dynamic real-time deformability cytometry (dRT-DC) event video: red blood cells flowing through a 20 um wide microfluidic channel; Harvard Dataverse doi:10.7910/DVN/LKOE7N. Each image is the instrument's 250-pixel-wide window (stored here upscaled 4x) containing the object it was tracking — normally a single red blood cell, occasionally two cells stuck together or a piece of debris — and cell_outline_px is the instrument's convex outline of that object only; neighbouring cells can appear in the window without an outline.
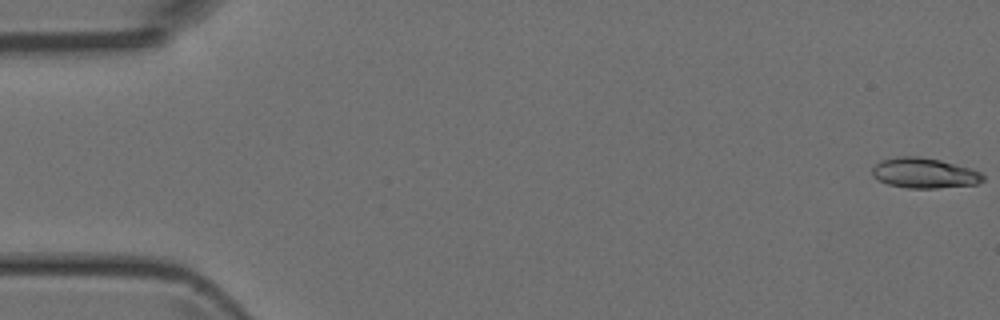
{"species": "Egyptian fruit bat (a non-hibernating species)", "species_latin": "Rousettus aegyptiacus", "temperature_condition": "room temperature", "stored_images_in_passage": 11, "camera_frame_rate_fps": 3000, "um_per_image_px": 0.085, "animal": {"sex": "female"}, "frame": {"image": 1, "passage_image": 1, "time_ms": 0.0, "image_size_px": [1000, 320], "cell_outline_px": [[984, 180], [976, 184], [936, 188], [908, 188], [888, 184], [872, 176], [872, 168], [880, 160], [896, 156], [920, 156], [940, 160], [972, 168], [980, 172], [984, 176]], "centroid_in_image_um": [78.56, 14.7], "position_along_channel_um": 6.4, "area_um2": 19.59}}